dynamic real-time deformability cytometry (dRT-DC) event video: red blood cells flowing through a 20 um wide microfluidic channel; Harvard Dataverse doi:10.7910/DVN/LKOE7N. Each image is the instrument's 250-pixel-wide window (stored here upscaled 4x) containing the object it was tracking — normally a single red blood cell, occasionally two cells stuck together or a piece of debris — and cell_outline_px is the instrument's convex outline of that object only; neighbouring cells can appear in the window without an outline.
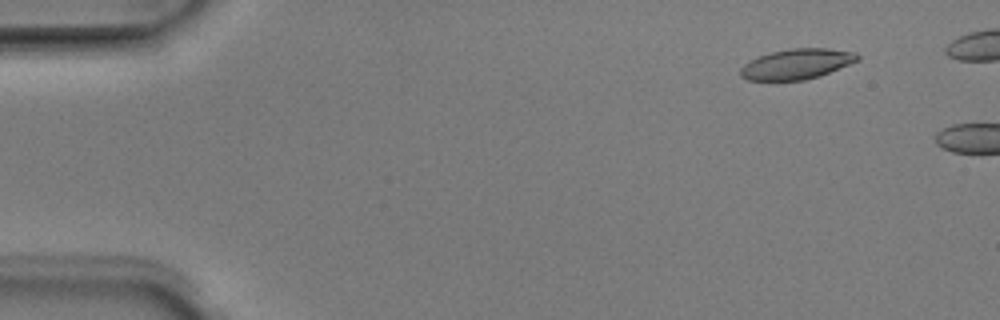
{"species": "Egyptian fruit bat (a non-hibernating species)", "species_latin": "Rousettus aegyptiacus", "temperature_condition": "room temperature", "stored_images_in_passage": 4, "camera_frame_rate_fps": 3000, "um_per_image_px": 0.085, "animal": {"sex": "male"}, "frame": {"image": 1, "passage_image": 2, "time_ms": 0.333, "image_size_px": [1000, 320], "cell_outline_px": [[860, 60], [820, 76], [804, 80], [748, 80], [740, 76], [740, 68], [744, 64], [760, 56], [772, 52], [788, 48], [828, 48], [856, 52], [860, 56]], "centroid_in_image_um": [67.76, 5.43], "position_along_channel_um": 17.2, "area_um2": 20.69}}